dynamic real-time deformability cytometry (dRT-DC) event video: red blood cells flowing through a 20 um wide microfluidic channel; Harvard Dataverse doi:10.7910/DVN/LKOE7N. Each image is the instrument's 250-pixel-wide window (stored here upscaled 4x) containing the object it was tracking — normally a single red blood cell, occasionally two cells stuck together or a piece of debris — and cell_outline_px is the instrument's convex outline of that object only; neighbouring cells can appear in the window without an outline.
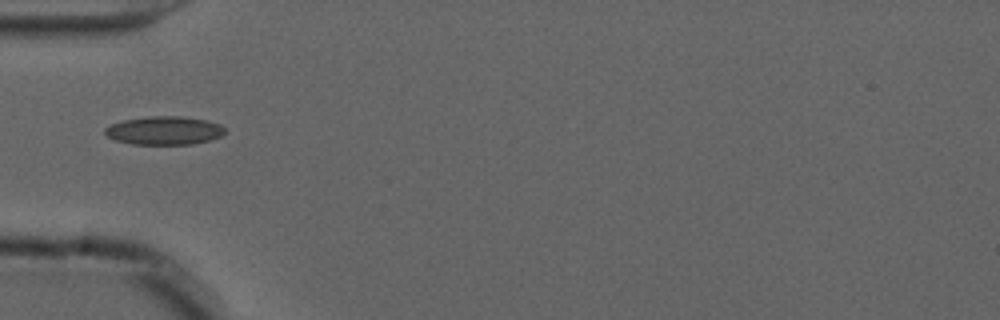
{"species": "common noctule bat (a hibernating species)", "species_latin": "Nyctalus noctula", "temperature_condition": "cold", "stored_images_in_passage": 34, "camera_frame_rate_fps": 3000, "um_per_image_px": 0.085, "animal": {"sex": "male", "forearm_length_mm": 52.5}, "frame": {"image": 1, "passage_image": 1, "time_ms": 0.0, "image_size_px": [1000, 320], "cell_outline_px": [[224, 132], [220, 136], [212, 140], [192, 144], [132, 144], [116, 140], [108, 136], [104, 132], [104, 128], [112, 124], [124, 120], [148, 116], [180, 116], [208, 120], [220, 124], [224, 128]], "centroid_in_image_um": [13.98, 11.09], "position_along_channel_um": 71.0, "area_um2": 19.83}}
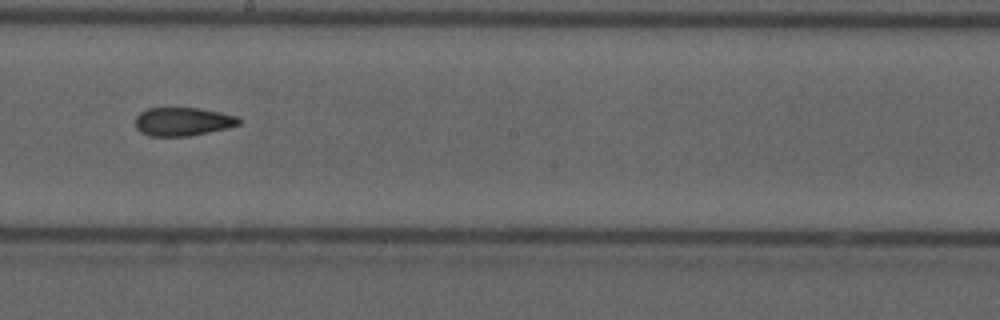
{"frame": {"image": 2, "passage_image": 14, "time_ms": 4.333, "image_size_px": [1000, 320], "cell_outline_px": [[244, 120], [240, 124], [228, 128], [188, 136], [148, 136], [140, 132], [136, 128], [136, 116], [140, 112], [148, 108], [200, 108], [240, 116]], "centroid_in_image_um": [15.58, 10.33], "position_along_channel_um": 232.6, "area_um2": 17.4}}
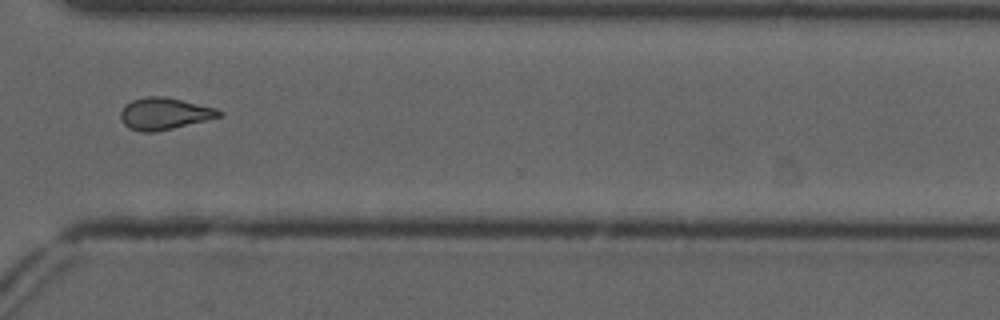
{"frame": {"image": 3, "passage_image": 24, "time_ms": 7.667, "image_size_px": [1000, 320], "cell_outline_px": [[224, 112], [220, 116], [156, 132], [140, 132], [128, 128], [124, 124], [120, 116], [120, 112], [124, 104], [132, 100], [144, 96], [164, 96], [216, 108]], "centroid_in_image_um": [13.91, 9.65], "position_along_channel_um": 356.7, "area_um2": 18.21}, "authors_computed_cell_mechanics": {"area_um2": 17.8024, "velocity_mm_per_s": 3.7199, "shape_relaxation_time_tau1_ms": null, "shape_relaxation_time_tau2_ms": 4.3177, "deformation_change_tau1": null, "deformation_change_tau2": 0.1099}}